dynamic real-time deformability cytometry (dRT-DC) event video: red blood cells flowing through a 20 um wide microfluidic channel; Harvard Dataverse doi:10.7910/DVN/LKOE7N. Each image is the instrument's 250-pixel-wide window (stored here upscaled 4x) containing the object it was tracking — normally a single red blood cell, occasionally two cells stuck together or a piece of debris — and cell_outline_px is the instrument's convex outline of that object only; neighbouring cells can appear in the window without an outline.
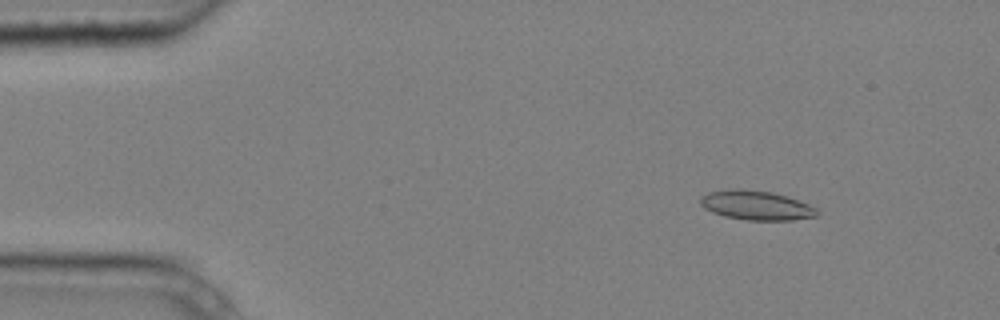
{"species": "common noctule bat (a hibernating species)", "species_latin": "Nyctalus noctula", "temperature_condition": "cold", "stored_images_in_passage": 5, "camera_frame_rate_fps": 3000, "um_per_image_px": 0.085, "animal": {"sex": "male", "body_mass_g": 20.4}, "frame": {"image": 1, "passage_image": 2, "time_ms": 0.333, "image_size_px": [1000, 320], "cell_outline_px": [[820, 212], [816, 216], [792, 220], [748, 220], [724, 216], [712, 212], [704, 208], [700, 204], [700, 196], [708, 192], [736, 188], [744, 188], [772, 192], [788, 196], [808, 204], [816, 208]], "centroid_in_image_um": [64.27, 17.44], "position_along_channel_um": 20.7, "area_um2": 20.11}}
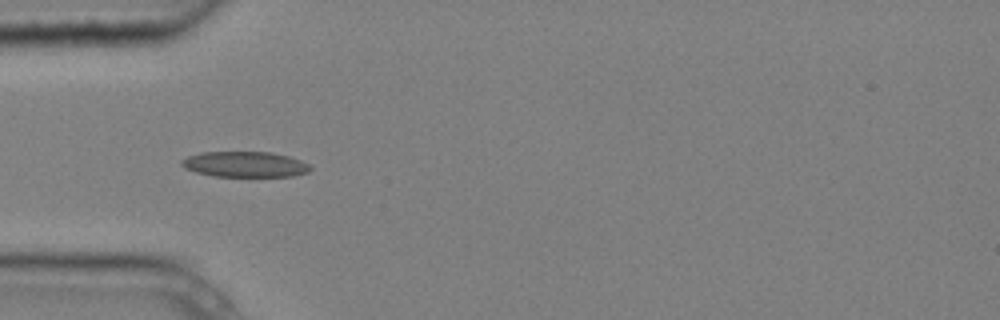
{"frame": {"image": 2, "passage_image": 4, "time_ms": 1.0, "image_size_px": [1000, 320], "cell_outline_px": [[312, 168], [308, 172], [292, 176], [212, 176], [196, 172], [184, 168], [180, 164], [180, 160], [188, 156], [200, 152], [272, 152], [288, 156], [300, 160], [308, 164]], "centroid_in_image_um": [20.78, 13.96], "position_along_channel_um": 64.2, "area_um2": 19.19}}
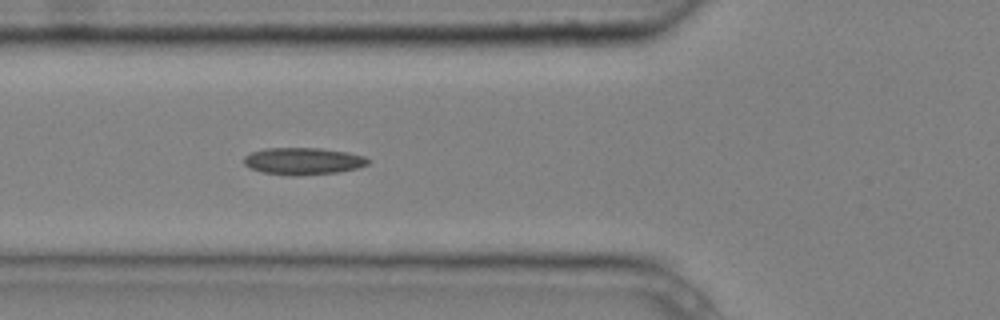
{"frame": {"image": 3, "passage_image": 5, "time_ms": 1.333, "image_size_px": [1000, 320], "cell_outline_px": [[372, 160], [368, 164], [356, 168], [336, 172], [296, 176], [292, 176], [260, 172], [244, 164], [244, 156], [252, 152], [264, 148], [320, 148], [348, 152], [364, 156]], "centroid_in_image_um": [25.77, 13.69], "position_along_channel_um": 100.0, "area_um2": 19.59}}